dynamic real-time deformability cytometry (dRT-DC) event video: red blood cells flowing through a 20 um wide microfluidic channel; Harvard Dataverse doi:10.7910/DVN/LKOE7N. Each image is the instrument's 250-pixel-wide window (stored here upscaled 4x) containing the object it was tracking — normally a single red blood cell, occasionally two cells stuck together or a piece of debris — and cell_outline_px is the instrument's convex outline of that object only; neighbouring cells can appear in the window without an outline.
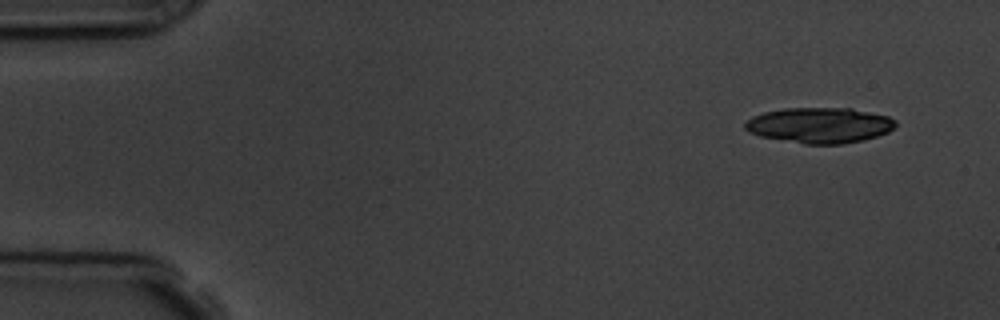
{"species": "common noctule bat (a hibernating species)", "species_latin": "Nyctalus noctula", "temperature_condition": "room temperature", "stored_images_in_passage": 7, "camera_frame_rate_fps": 3000, "um_per_image_px": 0.085, "animal": {"sex": "male", "body_mass_g": 19.5, "forearm_length_mm": 54.6}, "frame": {"image": 1, "passage_image": 1, "time_ms": 0.0, "image_size_px": [1000, 320], "cell_outline_px": [[896, 124], [888, 132], [864, 140], [844, 144], [804, 144], [760, 136], [744, 128], [744, 124], [752, 116], [764, 112], [784, 108], [852, 108], [888, 116], [896, 120]], "centroid_in_image_um": [69.68, 10.64], "position_along_channel_um": 15.3, "area_um2": 31.15}}
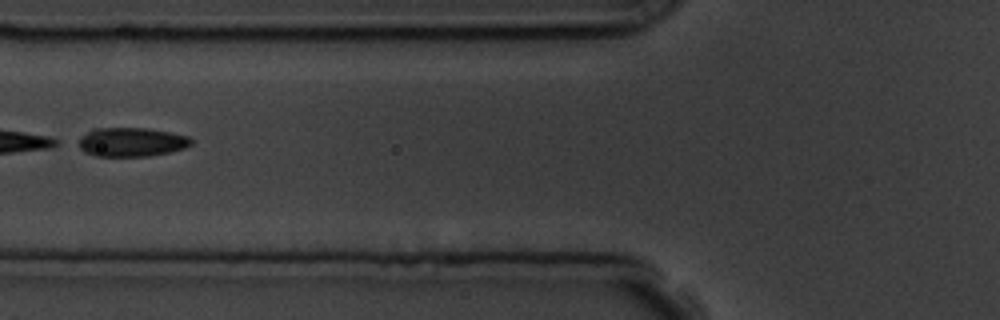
{"frame": {"image": 2, "passage_image": 6, "time_ms": 5.667, "image_size_px": [1000, 320], "cell_outline_px": [[192, 144], [184, 148], [168, 152], [148, 156], [96, 156], [84, 152], [80, 148], [80, 136], [92, 128], [148, 128], [188, 136], [192, 140]], "centroid_in_image_um": [11.15, 12.07], "position_along_channel_um": 114.6, "area_um2": 18.96}}